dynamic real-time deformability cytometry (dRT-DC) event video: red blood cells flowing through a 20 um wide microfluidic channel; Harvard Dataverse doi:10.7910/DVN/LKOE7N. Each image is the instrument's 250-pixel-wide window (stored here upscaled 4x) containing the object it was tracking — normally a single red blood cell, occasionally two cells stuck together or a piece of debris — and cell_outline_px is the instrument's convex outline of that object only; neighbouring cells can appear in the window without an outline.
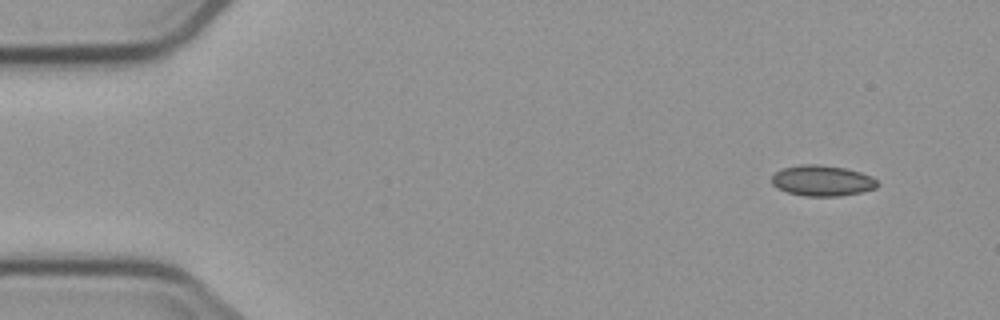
{"species": "common noctule bat (a hibernating species)", "species_latin": "Nyctalus noctula", "temperature_condition": "cold", "stored_images_in_passage": 7, "camera_frame_rate_fps": 3000, "um_per_image_px": 0.085, "animal": {"sex": "male", "body_mass_g": 23.1, "forearm_length_mm": 52.7}, "frame": {"image": 1, "passage_image": 1, "time_ms": 0.0, "image_size_px": [1000, 320], "cell_outline_px": [[880, 184], [876, 188], [860, 192], [840, 196], [804, 196], [788, 192], [776, 188], [772, 184], [772, 176], [780, 168], [800, 164], [820, 164], [844, 168], [860, 172], [872, 176]], "centroid_in_image_um": [69.87, 15.35], "position_along_channel_um": 15.1, "area_um2": 19.07}}
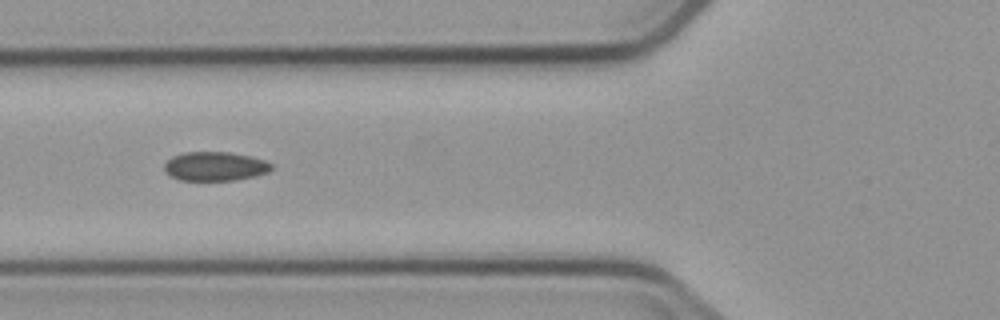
{"frame": {"image": 2, "passage_image": 5, "time_ms": 5.333, "image_size_px": [1000, 320], "cell_outline_px": [[272, 168], [268, 172], [256, 176], [236, 180], [180, 180], [172, 176], [164, 168], [164, 164], [172, 156], [184, 152], [228, 152], [252, 156], [264, 160], [272, 164]], "centroid_in_image_um": [18.31, 14.13], "position_along_channel_um": 107.5, "area_um2": 18.09}}
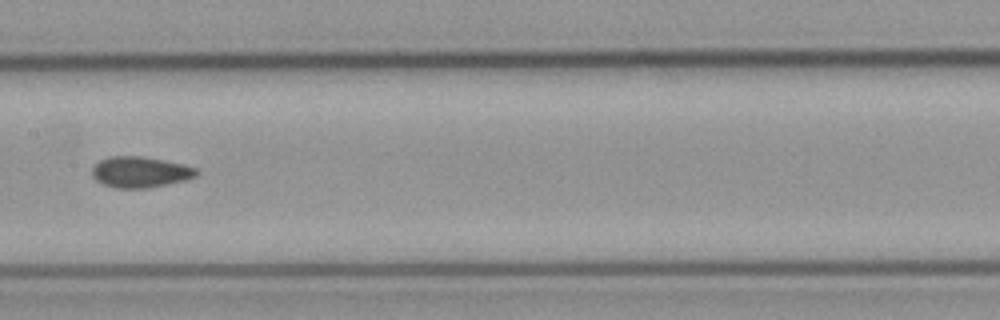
{"frame": {"image": 3, "passage_image": 7, "time_ms": 7.667, "image_size_px": [1000, 320], "cell_outline_px": [[200, 172], [196, 176], [184, 180], [168, 184], [148, 188], [116, 188], [104, 184], [96, 180], [92, 176], [92, 168], [100, 160], [112, 156], [140, 156], [184, 164], [196, 168]], "centroid_in_image_um": [11.93, 14.63], "position_along_channel_um": 195.5, "area_um2": 18.73}}